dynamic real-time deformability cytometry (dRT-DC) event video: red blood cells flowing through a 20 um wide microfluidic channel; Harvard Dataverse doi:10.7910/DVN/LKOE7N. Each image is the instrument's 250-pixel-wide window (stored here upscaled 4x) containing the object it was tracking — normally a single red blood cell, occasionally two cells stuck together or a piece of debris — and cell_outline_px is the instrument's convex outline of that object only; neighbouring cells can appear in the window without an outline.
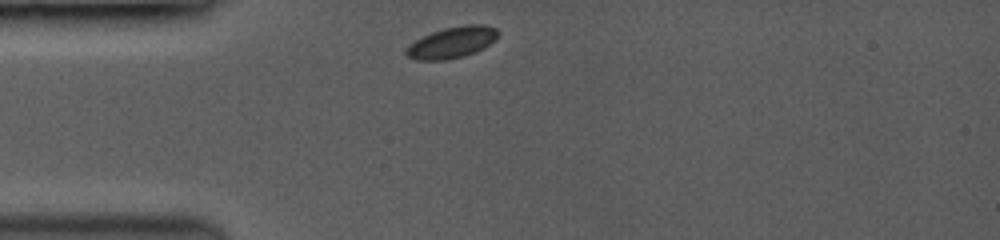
{"species": "common noctule bat (a hibernating species)", "species_latin": "Nyctalus noctula", "temperature_condition": "room temperature", "stored_images_in_passage": 3, "camera_frame_rate_fps": 3500, "um_per_image_px": 0.085, "animal": {"sex": "female", "body_mass_g": 19.0, "forearm_length_mm": 53.3}, "frame": {"image": 1, "passage_image": 1, "time_ms": 0.0, "image_size_px": [1000, 240], "cell_outline_px": [[500, 32], [488, 44], [472, 52], [460, 56], [444, 60], [416, 60], [408, 56], [404, 52], [416, 40], [432, 32], [444, 28], [464, 24], [484, 24], [496, 28]], "centroid_in_image_um": [38.41, 3.58], "position_along_channel_um": 46.6, "area_um2": 16.18}}
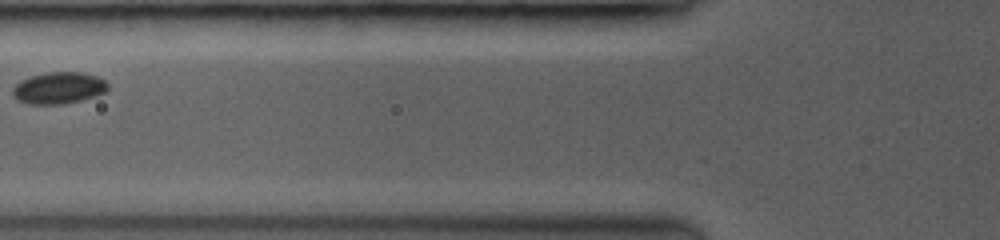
{"frame": {"image": 2, "passage_image": 3, "time_ms": 2.286, "image_size_px": [1000, 240], "cell_outline_px": [[108, 88], [104, 92], [80, 100], [60, 104], [32, 104], [20, 100], [12, 92], [12, 88], [20, 80], [32, 76], [48, 72], [80, 72], [96, 76], [104, 80], [108, 84]], "centroid_in_image_um": [4.99, 7.46], "position_along_channel_um": 120.8, "area_um2": 17.17}}